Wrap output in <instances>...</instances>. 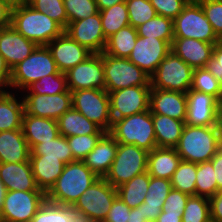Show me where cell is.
Wrapping results in <instances>:
<instances>
[{
    "label": "cell",
    "mask_w": 222,
    "mask_h": 222,
    "mask_svg": "<svg viewBox=\"0 0 222 222\" xmlns=\"http://www.w3.org/2000/svg\"><path fill=\"white\" fill-rule=\"evenodd\" d=\"M98 178L83 161L70 162L65 165L55 184L46 193V200L72 207Z\"/></svg>",
    "instance_id": "obj_1"
},
{
    "label": "cell",
    "mask_w": 222,
    "mask_h": 222,
    "mask_svg": "<svg viewBox=\"0 0 222 222\" xmlns=\"http://www.w3.org/2000/svg\"><path fill=\"white\" fill-rule=\"evenodd\" d=\"M11 26L37 45H47L64 32L58 22L28 3L12 8Z\"/></svg>",
    "instance_id": "obj_2"
},
{
    "label": "cell",
    "mask_w": 222,
    "mask_h": 222,
    "mask_svg": "<svg viewBox=\"0 0 222 222\" xmlns=\"http://www.w3.org/2000/svg\"><path fill=\"white\" fill-rule=\"evenodd\" d=\"M175 148L181 160L196 164L210 161L220 150L215 126L185 124Z\"/></svg>",
    "instance_id": "obj_3"
},
{
    "label": "cell",
    "mask_w": 222,
    "mask_h": 222,
    "mask_svg": "<svg viewBox=\"0 0 222 222\" xmlns=\"http://www.w3.org/2000/svg\"><path fill=\"white\" fill-rule=\"evenodd\" d=\"M118 143L133 144L148 152L157 147L150 109L112 121L108 132Z\"/></svg>",
    "instance_id": "obj_4"
},
{
    "label": "cell",
    "mask_w": 222,
    "mask_h": 222,
    "mask_svg": "<svg viewBox=\"0 0 222 222\" xmlns=\"http://www.w3.org/2000/svg\"><path fill=\"white\" fill-rule=\"evenodd\" d=\"M117 190L105 178H98L78 198L72 208L81 222H103L115 198Z\"/></svg>",
    "instance_id": "obj_5"
},
{
    "label": "cell",
    "mask_w": 222,
    "mask_h": 222,
    "mask_svg": "<svg viewBox=\"0 0 222 222\" xmlns=\"http://www.w3.org/2000/svg\"><path fill=\"white\" fill-rule=\"evenodd\" d=\"M56 62L46 45H38L22 62L11 69L10 89L21 91L50 74H58Z\"/></svg>",
    "instance_id": "obj_6"
},
{
    "label": "cell",
    "mask_w": 222,
    "mask_h": 222,
    "mask_svg": "<svg viewBox=\"0 0 222 222\" xmlns=\"http://www.w3.org/2000/svg\"><path fill=\"white\" fill-rule=\"evenodd\" d=\"M148 153L136 145L118 143L116 157L105 180L117 188L136 175L147 172Z\"/></svg>",
    "instance_id": "obj_7"
},
{
    "label": "cell",
    "mask_w": 222,
    "mask_h": 222,
    "mask_svg": "<svg viewBox=\"0 0 222 222\" xmlns=\"http://www.w3.org/2000/svg\"><path fill=\"white\" fill-rule=\"evenodd\" d=\"M193 70L171 50L150 76V86L186 93L192 86Z\"/></svg>",
    "instance_id": "obj_8"
},
{
    "label": "cell",
    "mask_w": 222,
    "mask_h": 222,
    "mask_svg": "<svg viewBox=\"0 0 222 222\" xmlns=\"http://www.w3.org/2000/svg\"><path fill=\"white\" fill-rule=\"evenodd\" d=\"M105 90L113 92L133 86H150V77L128 58L102 53Z\"/></svg>",
    "instance_id": "obj_9"
},
{
    "label": "cell",
    "mask_w": 222,
    "mask_h": 222,
    "mask_svg": "<svg viewBox=\"0 0 222 222\" xmlns=\"http://www.w3.org/2000/svg\"><path fill=\"white\" fill-rule=\"evenodd\" d=\"M174 38H193L207 43H218L212 25L197 1H189L173 20Z\"/></svg>",
    "instance_id": "obj_10"
},
{
    "label": "cell",
    "mask_w": 222,
    "mask_h": 222,
    "mask_svg": "<svg viewBox=\"0 0 222 222\" xmlns=\"http://www.w3.org/2000/svg\"><path fill=\"white\" fill-rule=\"evenodd\" d=\"M72 107L96 123L105 132L111 130L113 120L110 112V99L106 90L82 89L72 91Z\"/></svg>",
    "instance_id": "obj_11"
},
{
    "label": "cell",
    "mask_w": 222,
    "mask_h": 222,
    "mask_svg": "<svg viewBox=\"0 0 222 222\" xmlns=\"http://www.w3.org/2000/svg\"><path fill=\"white\" fill-rule=\"evenodd\" d=\"M45 200L44 191H7L0 220L30 222Z\"/></svg>",
    "instance_id": "obj_12"
},
{
    "label": "cell",
    "mask_w": 222,
    "mask_h": 222,
    "mask_svg": "<svg viewBox=\"0 0 222 222\" xmlns=\"http://www.w3.org/2000/svg\"><path fill=\"white\" fill-rule=\"evenodd\" d=\"M151 86H133L109 92L112 120L149 110Z\"/></svg>",
    "instance_id": "obj_13"
},
{
    "label": "cell",
    "mask_w": 222,
    "mask_h": 222,
    "mask_svg": "<svg viewBox=\"0 0 222 222\" xmlns=\"http://www.w3.org/2000/svg\"><path fill=\"white\" fill-rule=\"evenodd\" d=\"M65 74L71 92L82 89L105 90L102 53H93Z\"/></svg>",
    "instance_id": "obj_14"
},
{
    "label": "cell",
    "mask_w": 222,
    "mask_h": 222,
    "mask_svg": "<svg viewBox=\"0 0 222 222\" xmlns=\"http://www.w3.org/2000/svg\"><path fill=\"white\" fill-rule=\"evenodd\" d=\"M24 111L27 114L57 120L72 108V92L55 95L27 93L23 95Z\"/></svg>",
    "instance_id": "obj_15"
},
{
    "label": "cell",
    "mask_w": 222,
    "mask_h": 222,
    "mask_svg": "<svg viewBox=\"0 0 222 222\" xmlns=\"http://www.w3.org/2000/svg\"><path fill=\"white\" fill-rule=\"evenodd\" d=\"M170 51L171 44L165 40L138 36L128 59L150 77Z\"/></svg>",
    "instance_id": "obj_16"
},
{
    "label": "cell",
    "mask_w": 222,
    "mask_h": 222,
    "mask_svg": "<svg viewBox=\"0 0 222 222\" xmlns=\"http://www.w3.org/2000/svg\"><path fill=\"white\" fill-rule=\"evenodd\" d=\"M64 32L92 53L104 52L107 39L103 33L99 12L85 19L69 22Z\"/></svg>",
    "instance_id": "obj_17"
},
{
    "label": "cell",
    "mask_w": 222,
    "mask_h": 222,
    "mask_svg": "<svg viewBox=\"0 0 222 222\" xmlns=\"http://www.w3.org/2000/svg\"><path fill=\"white\" fill-rule=\"evenodd\" d=\"M56 62L61 73H67L70 69L84 62L93 53L86 47L74 41L68 34L63 32L59 37L46 45Z\"/></svg>",
    "instance_id": "obj_18"
},
{
    "label": "cell",
    "mask_w": 222,
    "mask_h": 222,
    "mask_svg": "<svg viewBox=\"0 0 222 222\" xmlns=\"http://www.w3.org/2000/svg\"><path fill=\"white\" fill-rule=\"evenodd\" d=\"M186 96L185 124L190 126H215L219 101L214 96L192 89L186 92Z\"/></svg>",
    "instance_id": "obj_19"
},
{
    "label": "cell",
    "mask_w": 222,
    "mask_h": 222,
    "mask_svg": "<svg viewBox=\"0 0 222 222\" xmlns=\"http://www.w3.org/2000/svg\"><path fill=\"white\" fill-rule=\"evenodd\" d=\"M37 46L35 42L25 38L11 25L0 29V53L10 69L24 61Z\"/></svg>",
    "instance_id": "obj_20"
},
{
    "label": "cell",
    "mask_w": 222,
    "mask_h": 222,
    "mask_svg": "<svg viewBox=\"0 0 222 222\" xmlns=\"http://www.w3.org/2000/svg\"><path fill=\"white\" fill-rule=\"evenodd\" d=\"M149 109L151 114L166 115L185 122L187 111L186 93L151 88Z\"/></svg>",
    "instance_id": "obj_21"
},
{
    "label": "cell",
    "mask_w": 222,
    "mask_h": 222,
    "mask_svg": "<svg viewBox=\"0 0 222 222\" xmlns=\"http://www.w3.org/2000/svg\"><path fill=\"white\" fill-rule=\"evenodd\" d=\"M215 44L193 38H174L171 50L193 69H199L206 67Z\"/></svg>",
    "instance_id": "obj_22"
},
{
    "label": "cell",
    "mask_w": 222,
    "mask_h": 222,
    "mask_svg": "<svg viewBox=\"0 0 222 222\" xmlns=\"http://www.w3.org/2000/svg\"><path fill=\"white\" fill-rule=\"evenodd\" d=\"M0 178L7 191H42L38 188L29 161L0 163Z\"/></svg>",
    "instance_id": "obj_23"
},
{
    "label": "cell",
    "mask_w": 222,
    "mask_h": 222,
    "mask_svg": "<svg viewBox=\"0 0 222 222\" xmlns=\"http://www.w3.org/2000/svg\"><path fill=\"white\" fill-rule=\"evenodd\" d=\"M117 148L118 142L106 132L83 162L97 177L105 178L116 157Z\"/></svg>",
    "instance_id": "obj_24"
},
{
    "label": "cell",
    "mask_w": 222,
    "mask_h": 222,
    "mask_svg": "<svg viewBox=\"0 0 222 222\" xmlns=\"http://www.w3.org/2000/svg\"><path fill=\"white\" fill-rule=\"evenodd\" d=\"M22 131L30 150L35 145L53 140L60 135L57 120L36 117L25 112L22 119Z\"/></svg>",
    "instance_id": "obj_25"
},
{
    "label": "cell",
    "mask_w": 222,
    "mask_h": 222,
    "mask_svg": "<svg viewBox=\"0 0 222 222\" xmlns=\"http://www.w3.org/2000/svg\"><path fill=\"white\" fill-rule=\"evenodd\" d=\"M31 150L22 129L0 132V163H20L30 159Z\"/></svg>",
    "instance_id": "obj_26"
},
{
    "label": "cell",
    "mask_w": 222,
    "mask_h": 222,
    "mask_svg": "<svg viewBox=\"0 0 222 222\" xmlns=\"http://www.w3.org/2000/svg\"><path fill=\"white\" fill-rule=\"evenodd\" d=\"M180 161L176 148L156 147L148 153L147 172L151 177L171 180Z\"/></svg>",
    "instance_id": "obj_27"
},
{
    "label": "cell",
    "mask_w": 222,
    "mask_h": 222,
    "mask_svg": "<svg viewBox=\"0 0 222 222\" xmlns=\"http://www.w3.org/2000/svg\"><path fill=\"white\" fill-rule=\"evenodd\" d=\"M29 160L38 188L47 193L55 184L66 164L58 158H45L44 155H30Z\"/></svg>",
    "instance_id": "obj_28"
},
{
    "label": "cell",
    "mask_w": 222,
    "mask_h": 222,
    "mask_svg": "<svg viewBox=\"0 0 222 222\" xmlns=\"http://www.w3.org/2000/svg\"><path fill=\"white\" fill-rule=\"evenodd\" d=\"M172 189L171 181L150 176L148 193L141 204L142 213L148 222H155L162 212L165 199Z\"/></svg>",
    "instance_id": "obj_29"
},
{
    "label": "cell",
    "mask_w": 222,
    "mask_h": 222,
    "mask_svg": "<svg viewBox=\"0 0 222 222\" xmlns=\"http://www.w3.org/2000/svg\"><path fill=\"white\" fill-rule=\"evenodd\" d=\"M59 134L65 137L75 135L105 134L96 123L87 119L73 107L63 113L58 119Z\"/></svg>",
    "instance_id": "obj_30"
},
{
    "label": "cell",
    "mask_w": 222,
    "mask_h": 222,
    "mask_svg": "<svg viewBox=\"0 0 222 222\" xmlns=\"http://www.w3.org/2000/svg\"><path fill=\"white\" fill-rule=\"evenodd\" d=\"M24 102L10 91H0V132L22 129Z\"/></svg>",
    "instance_id": "obj_31"
},
{
    "label": "cell",
    "mask_w": 222,
    "mask_h": 222,
    "mask_svg": "<svg viewBox=\"0 0 222 222\" xmlns=\"http://www.w3.org/2000/svg\"><path fill=\"white\" fill-rule=\"evenodd\" d=\"M157 147L175 148L181 137L184 121L166 115L152 114Z\"/></svg>",
    "instance_id": "obj_32"
},
{
    "label": "cell",
    "mask_w": 222,
    "mask_h": 222,
    "mask_svg": "<svg viewBox=\"0 0 222 222\" xmlns=\"http://www.w3.org/2000/svg\"><path fill=\"white\" fill-rule=\"evenodd\" d=\"M150 175L148 172L141 173L133 177L116 188L117 196L129 207L136 208L144 203L148 193Z\"/></svg>",
    "instance_id": "obj_33"
},
{
    "label": "cell",
    "mask_w": 222,
    "mask_h": 222,
    "mask_svg": "<svg viewBox=\"0 0 222 222\" xmlns=\"http://www.w3.org/2000/svg\"><path fill=\"white\" fill-rule=\"evenodd\" d=\"M137 37V30L131 25H127L107 39L104 53L114 57L128 58L136 44Z\"/></svg>",
    "instance_id": "obj_34"
},
{
    "label": "cell",
    "mask_w": 222,
    "mask_h": 222,
    "mask_svg": "<svg viewBox=\"0 0 222 222\" xmlns=\"http://www.w3.org/2000/svg\"><path fill=\"white\" fill-rule=\"evenodd\" d=\"M30 222H79V218L72 207L45 200Z\"/></svg>",
    "instance_id": "obj_35"
},
{
    "label": "cell",
    "mask_w": 222,
    "mask_h": 222,
    "mask_svg": "<svg viewBox=\"0 0 222 222\" xmlns=\"http://www.w3.org/2000/svg\"><path fill=\"white\" fill-rule=\"evenodd\" d=\"M105 38L108 39L121 28L129 25L126 2L114 4L112 7L99 11Z\"/></svg>",
    "instance_id": "obj_36"
},
{
    "label": "cell",
    "mask_w": 222,
    "mask_h": 222,
    "mask_svg": "<svg viewBox=\"0 0 222 222\" xmlns=\"http://www.w3.org/2000/svg\"><path fill=\"white\" fill-rule=\"evenodd\" d=\"M30 155H44L45 158H58L65 164L74 161L67 137L62 135L53 140L35 145L31 149Z\"/></svg>",
    "instance_id": "obj_37"
},
{
    "label": "cell",
    "mask_w": 222,
    "mask_h": 222,
    "mask_svg": "<svg viewBox=\"0 0 222 222\" xmlns=\"http://www.w3.org/2000/svg\"><path fill=\"white\" fill-rule=\"evenodd\" d=\"M140 37L158 38L169 42L171 45L174 39L173 20L161 15H156L151 20L136 28Z\"/></svg>",
    "instance_id": "obj_38"
},
{
    "label": "cell",
    "mask_w": 222,
    "mask_h": 222,
    "mask_svg": "<svg viewBox=\"0 0 222 222\" xmlns=\"http://www.w3.org/2000/svg\"><path fill=\"white\" fill-rule=\"evenodd\" d=\"M170 181L173 189L195 196L196 163L181 160Z\"/></svg>",
    "instance_id": "obj_39"
},
{
    "label": "cell",
    "mask_w": 222,
    "mask_h": 222,
    "mask_svg": "<svg viewBox=\"0 0 222 222\" xmlns=\"http://www.w3.org/2000/svg\"><path fill=\"white\" fill-rule=\"evenodd\" d=\"M195 196L210 198L217 193V182L211 161L196 164Z\"/></svg>",
    "instance_id": "obj_40"
},
{
    "label": "cell",
    "mask_w": 222,
    "mask_h": 222,
    "mask_svg": "<svg viewBox=\"0 0 222 222\" xmlns=\"http://www.w3.org/2000/svg\"><path fill=\"white\" fill-rule=\"evenodd\" d=\"M30 92H27V91ZM68 91L67 78L65 73L50 74L41 78L37 82H33L25 90L27 93L55 95Z\"/></svg>",
    "instance_id": "obj_41"
},
{
    "label": "cell",
    "mask_w": 222,
    "mask_h": 222,
    "mask_svg": "<svg viewBox=\"0 0 222 222\" xmlns=\"http://www.w3.org/2000/svg\"><path fill=\"white\" fill-rule=\"evenodd\" d=\"M182 222H211L209 198L190 196L182 214Z\"/></svg>",
    "instance_id": "obj_42"
},
{
    "label": "cell",
    "mask_w": 222,
    "mask_h": 222,
    "mask_svg": "<svg viewBox=\"0 0 222 222\" xmlns=\"http://www.w3.org/2000/svg\"><path fill=\"white\" fill-rule=\"evenodd\" d=\"M126 6L129 25L135 29L157 15L149 0H126Z\"/></svg>",
    "instance_id": "obj_43"
},
{
    "label": "cell",
    "mask_w": 222,
    "mask_h": 222,
    "mask_svg": "<svg viewBox=\"0 0 222 222\" xmlns=\"http://www.w3.org/2000/svg\"><path fill=\"white\" fill-rule=\"evenodd\" d=\"M191 89L214 96L219 101L220 81L205 67L193 70Z\"/></svg>",
    "instance_id": "obj_44"
},
{
    "label": "cell",
    "mask_w": 222,
    "mask_h": 222,
    "mask_svg": "<svg viewBox=\"0 0 222 222\" xmlns=\"http://www.w3.org/2000/svg\"><path fill=\"white\" fill-rule=\"evenodd\" d=\"M28 4L37 11L47 14L64 29L67 27L68 17L63 0H29Z\"/></svg>",
    "instance_id": "obj_45"
},
{
    "label": "cell",
    "mask_w": 222,
    "mask_h": 222,
    "mask_svg": "<svg viewBox=\"0 0 222 222\" xmlns=\"http://www.w3.org/2000/svg\"><path fill=\"white\" fill-rule=\"evenodd\" d=\"M103 135L104 134H90L67 137L74 161H83V159L95 148L97 142Z\"/></svg>",
    "instance_id": "obj_46"
},
{
    "label": "cell",
    "mask_w": 222,
    "mask_h": 222,
    "mask_svg": "<svg viewBox=\"0 0 222 222\" xmlns=\"http://www.w3.org/2000/svg\"><path fill=\"white\" fill-rule=\"evenodd\" d=\"M68 23L85 19L99 12L95 0H63Z\"/></svg>",
    "instance_id": "obj_47"
},
{
    "label": "cell",
    "mask_w": 222,
    "mask_h": 222,
    "mask_svg": "<svg viewBox=\"0 0 222 222\" xmlns=\"http://www.w3.org/2000/svg\"><path fill=\"white\" fill-rule=\"evenodd\" d=\"M216 36L222 41V0H197Z\"/></svg>",
    "instance_id": "obj_48"
},
{
    "label": "cell",
    "mask_w": 222,
    "mask_h": 222,
    "mask_svg": "<svg viewBox=\"0 0 222 222\" xmlns=\"http://www.w3.org/2000/svg\"><path fill=\"white\" fill-rule=\"evenodd\" d=\"M157 15L174 20L190 0H149Z\"/></svg>",
    "instance_id": "obj_49"
},
{
    "label": "cell",
    "mask_w": 222,
    "mask_h": 222,
    "mask_svg": "<svg viewBox=\"0 0 222 222\" xmlns=\"http://www.w3.org/2000/svg\"><path fill=\"white\" fill-rule=\"evenodd\" d=\"M189 197V195L172 188L165 199L162 211L172 214H183Z\"/></svg>",
    "instance_id": "obj_50"
},
{
    "label": "cell",
    "mask_w": 222,
    "mask_h": 222,
    "mask_svg": "<svg viewBox=\"0 0 222 222\" xmlns=\"http://www.w3.org/2000/svg\"><path fill=\"white\" fill-rule=\"evenodd\" d=\"M130 210L131 208L117 196L103 222H127Z\"/></svg>",
    "instance_id": "obj_51"
},
{
    "label": "cell",
    "mask_w": 222,
    "mask_h": 222,
    "mask_svg": "<svg viewBox=\"0 0 222 222\" xmlns=\"http://www.w3.org/2000/svg\"><path fill=\"white\" fill-rule=\"evenodd\" d=\"M219 81L222 80V41L215 44L213 56L205 67Z\"/></svg>",
    "instance_id": "obj_52"
},
{
    "label": "cell",
    "mask_w": 222,
    "mask_h": 222,
    "mask_svg": "<svg viewBox=\"0 0 222 222\" xmlns=\"http://www.w3.org/2000/svg\"><path fill=\"white\" fill-rule=\"evenodd\" d=\"M211 222H222V191L209 198Z\"/></svg>",
    "instance_id": "obj_53"
},
{
    "label": "cell",
    "mask_w": 222,
    "mask_h": 222,
    "mask_svg": "<svg viewBox=\"0 0 222 222\" xmlns=\"http://www.w3.org/2000/svg\"><path fill=\"white\" fill-rule=\"evenodd\" d=\"M11 69L0 53V91H6L10 88ZM7 88L6 90L4 88Z\"/></svg>",
    "instance_id": "obj_54"
},
{
    "label": "cell",
    "mask_w": 222,
    "mask_h": 222,
    "mask_svg": "<svg viewBox=\"0 0 222 222\" xmlns=\"http://www.w3.org/2000/svg\"><path fill=\"white\" fill-rule=\"evenodd\" d=\"M214 168L217 182V192L222 191V149H220L210 160Z\"/></svg>",
    "instance_id": "obj_55"
},
{
    "label": "cell",
    "mask_w": 222,
    "mask_h": 222,
    "mask_svg": "<svg viewBox=\"0 0 222 222\" xmlns=\"http://www.w3.org/2000/svg\"><path fill=\"white\" fill-rule=\"evenodd\" d=\"M11 12L12 8L0 0V29L11 25Z\"/></svg>",
    "instance_id": "obj_56"
},
{
    "label": "cell",
    "mask_w": 222,
    "mask_h": 222,
    "mask_svg": "<svg viewBox=\"0 0 222 222\" xmlns=\"http://www.w3.org/2000/svg\"><path fill=\"white\" fill-rule=\"evenodd\" d=\"M215 128L219 141L220 149H222V105L217 107V115L215 120Z\"/></svg>",
    "instance_id": "obj_57"
},
{
    "label": "cell",
    "mask_w": 222,
    "mask_h": 222,
    "mask_svg": "<svg viewBox=\"0 0 222 222\" xmlns=\"http://www.w3.org/2000/svg\"><path fill=\"white\" fill-rule=\"evenodd\" d=\"M127 222H148L144 218V214L142 213L141 205L136 208H132L130 210L129 218H128Z\"/></svg>",
    "instance_id": "obj_58"
},
{
    "label": "cell",
    "mask_w": 222,
    "mask_h": 222,
    "mask_svg": "<svg viewBox=\"0 0 222 222\" xmlns=\"http://www.w3.org/2000/svg\"><path fill=\"white\" fill-rule=\"evenodd\" d=\"M155 222H182V214L161 212Z\"/></svg>",
    "instance_id": "obj_59"
},
{
    "label": "cell",
    "mask_w": 222,
    "mask_h": 222,
    "mask_svg": "<svg viewBox=\"0 0 222 222\" xmlns=\"http://www.w3.org/2000/svg\"><path fill=\"white\" fill-rule=\"evenodd\" d=\"M95 1L97 3L99 11L112 7L114 4L126 2V0H95Z\"/></svg>",
    "instance_id": "obj_60"
},
{
    "label": "cell",
    "mask_w": 222,
    "mask_h": 222,
    "mask_svg": "<svg viewBox=\"0 0 222 222\" xmlns=\"http://www.w3.org/2000/svg\"><path fill=\"white\" fill-rule=\"evenodd\" d=\"M6 192H7V189L6 187L4 186L1 178H0V214L3 210V206H4V198H5V195H6Z\"/></svg>",
    "instance_id": "obj_61"
},
{
    "label": "cell",
    "mask_w": 222,
    "mask_h": 222,
    "mask_svg": "<svg viewBox=\"0 0 222 222\" xmlns=\"http://www.w3.org/2000/svg\"><path fill=\"white\" fill-rule=\"evenodd\" d=\"M1 1L6 2L11 8L25 5L29 2V0H1Z\"/></svg>",
    "instance_id": "obj_62"
},
{
    "label": "cell",
    "mask_w": 222,
    "mask_h": 222,
    "mask_svg": "<svg viewBox=\"0 0 222 222\" xmlns=\"http://www.w3.org/2000/svg\"><path fill=\"white\" fill-rule=\"evenodd\" d=\"M219 105H222V80L220 81V98H219Z\"/></svg>",
    "instance_id": "obj_63"
}]
</instances>
